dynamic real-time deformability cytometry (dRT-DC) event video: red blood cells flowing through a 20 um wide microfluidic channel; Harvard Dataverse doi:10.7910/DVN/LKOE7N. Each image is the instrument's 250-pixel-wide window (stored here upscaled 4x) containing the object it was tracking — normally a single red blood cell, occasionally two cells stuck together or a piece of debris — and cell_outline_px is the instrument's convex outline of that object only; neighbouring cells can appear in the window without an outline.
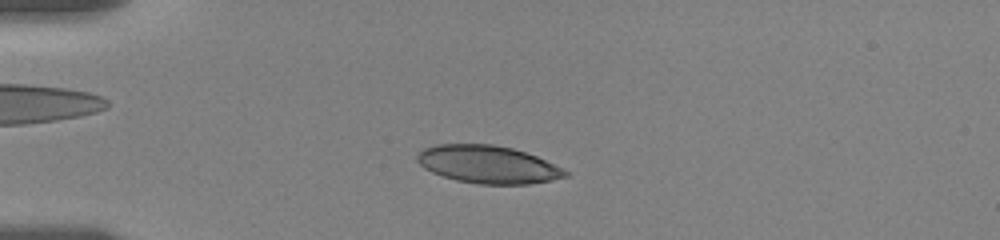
{"species": "human", "species_latin": "Homo sapiens", "temperature_condition": "room temperature", "stored_images_in_passage": 12, "camera_frame_rate_fps": 3000, "um_per_image_px": 0.085, "donor": {"sex": "female"}, "frame": {"image": 1, "passage_image": 9, "time_ms": 3.333, "image_size_px": [1000, 240], "cell_outline_px": [[568, 176], [552, 180], [528, 184], [476, 184], [456, 180], [432, 172], [424, 168], [416, 160], [416, 156], [424, 148], [436, 144], [492, 144], [512, 148], [536, 156], [568, 172]], "centroid_in_image_um": [41.44, 13.98], "position_along_channel_um": 43.6, "area_um2": 32.31}}